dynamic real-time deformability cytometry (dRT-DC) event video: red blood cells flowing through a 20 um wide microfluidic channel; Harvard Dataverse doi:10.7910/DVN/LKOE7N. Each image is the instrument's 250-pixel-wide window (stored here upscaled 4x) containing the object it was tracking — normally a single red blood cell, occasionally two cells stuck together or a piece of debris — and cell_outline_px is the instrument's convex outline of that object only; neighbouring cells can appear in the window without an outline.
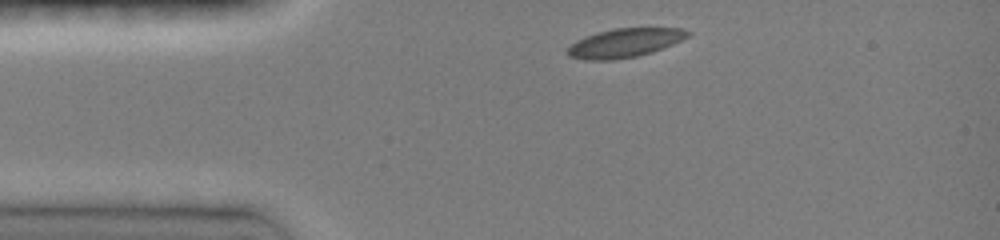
{"species": "common noctule bat (a hibernating species)", "species_latin": "Nyctalus noctula", "temperature_condition": "room temperature", "stored_images_in_passage": 12, "camera_frame_rate_fps": 3000, "um_per_image_px": 0.085, "animal": {"sex": "female", "body_mass_g": 19.0, "forearm_length_mm": 51.5}, "frame": {"image": 1, "passage_image": 1, "time_ms": 0.0, "image_size_px": [1000, 240], "cell_outline_px": [[692, 32], [688, 36], [672, 44], [652, 52], [636, 56], [612, 60], [584, 60], [568, 56], [568, 48], [576, 40], [584, 36], [596, 32], [616, 28], [680, 28]], "centroid_in_image_um": [53.07, 3.64], "position_along_channel_um": 31.9, "area_um2": 20.11}}
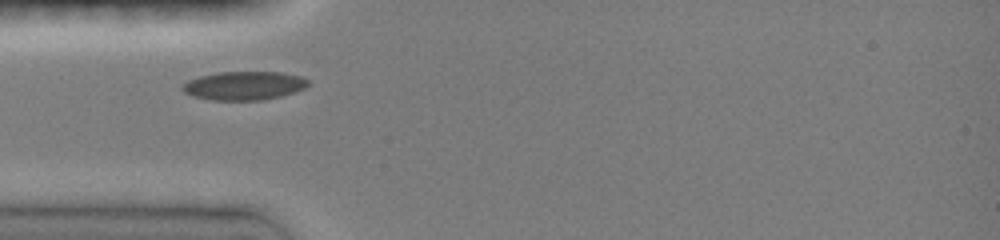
{"frame": {"image": 2, "passage_image": 4, "time_ms": 1.667, "image_size_px": [1000, 240], "cell_outline_px": [[308, 84], [304, 88], [280, 96], [264, 100], [212, 100], [192, 96], [184, 92], [180, 88], [188, 80], [200, 76], [216, 72], [280, 72], [300, 76], [308, 80]], "centroid_in_image_um": [20.7, 7.28], "position_along_channel_um": 64.3, "area_um2": 20.87}}